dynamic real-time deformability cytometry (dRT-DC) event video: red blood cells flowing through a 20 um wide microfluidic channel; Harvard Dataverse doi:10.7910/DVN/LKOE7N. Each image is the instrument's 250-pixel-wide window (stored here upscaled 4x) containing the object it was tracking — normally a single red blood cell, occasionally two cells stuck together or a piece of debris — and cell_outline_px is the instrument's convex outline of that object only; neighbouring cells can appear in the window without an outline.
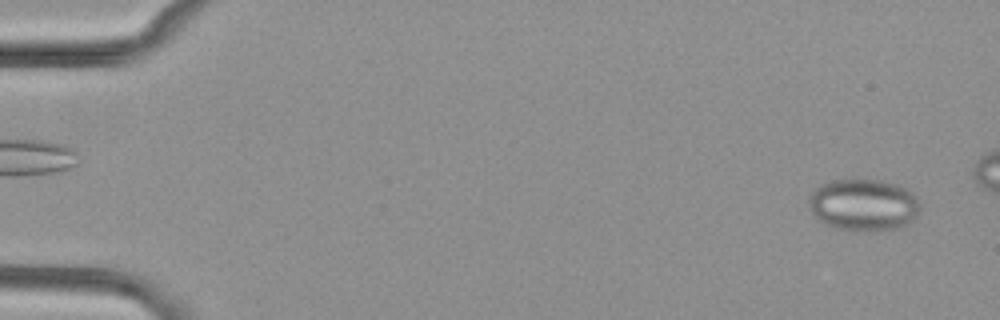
{"species": "common noctule bat (a hibernating species)", "species_latin": "Nyctalus noctula", "temperature_condition": "cold", "stored_images_in_passage": 49, "camera_frame_rate_fps": 3000, "um_per_image_px": 0.085, "animal": {"sex": "female", "body_mass_g": 29.2, "forearm_length_mm": 56.3}, "frame": {"image": 1, "passage_image": 2, "time_ms": 0.333, "image_size_px": [1000, 320], "cell_outline_px": [[920, 212], [912, 220], [896, 228], [872, 232], [836, 228], [824, 224], [816, 220], [808, 208], [808, 196], [820, 184], [832, 180], [852, 176], [856, 176], [880, 180], [896, 184], [912, 192], [916, 196], [920, 204]], "centroid_in_image_um": [73.34, 17.37], "position_along_channel_um": 11.7, "area_um2": 34.8}}
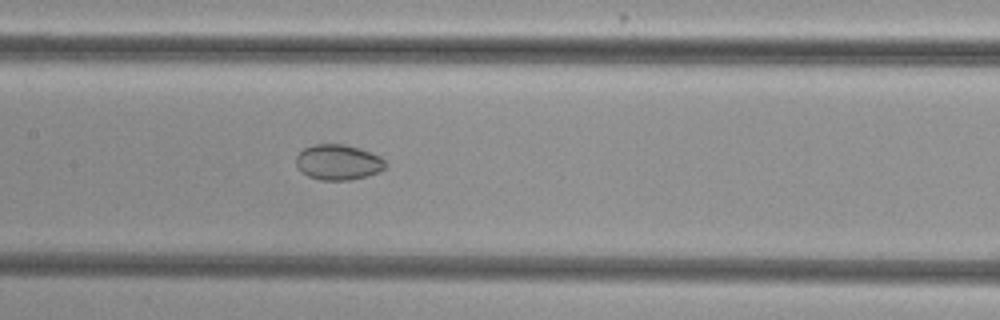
{"frame": {"image": 2, "passage_image": 26, "time_ms": 8.333, "image_size_px": [1000, 320], "cell_outline_px": [[388, 164], [380, 172], [368, 176], [348, 180], [320, 180], [308, 176], [296, 164], [296, 156], [304, 148], [316, 144], [344, 144], [360, 148], [372, 152], [380, 156]], "centroid_in_image_um": [28.79, 13.78], "position_along_channel_um": 178.6, "area_um2": 18.5}}
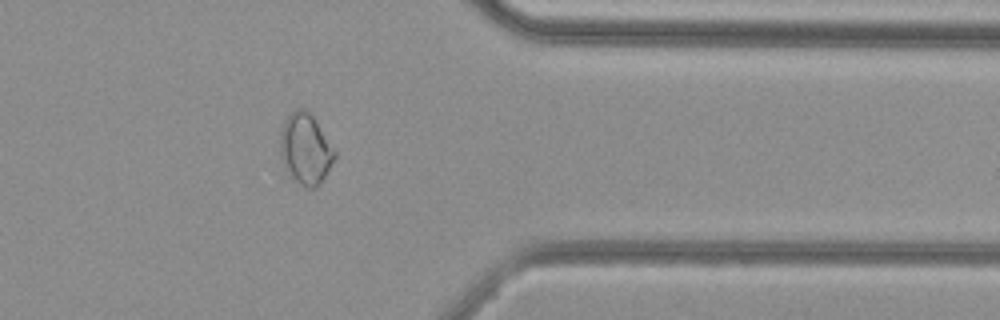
{"frame": {"image": 3, "passage_image": 43, "time_ms": 14.0, "image_size_px": [1000, 320], "cell_outline_px": [[336, 156], [320, 184], [316, 188], [308, 188], [292, 180], [288, 176], [280, 152], [280, 132], [284, 120], [296, 108], [304, 108], [312, 116], [336, 152]], "centroid_in_image_um": [25.94, 12.69], "position_along_channel_um": 385.5, "area_um2": 22.31}, "authors_computed_cell_mechanics": {"area_um2": 22.542, "velocity_mm_per_s": 3.8447, "shape_relaxation_time_tau1_ms": null, "shape_relaxation_time_tau2_ms": 4.857, "deformation_change_tau1": null, "deformation_change_tau2": 0.0539}}